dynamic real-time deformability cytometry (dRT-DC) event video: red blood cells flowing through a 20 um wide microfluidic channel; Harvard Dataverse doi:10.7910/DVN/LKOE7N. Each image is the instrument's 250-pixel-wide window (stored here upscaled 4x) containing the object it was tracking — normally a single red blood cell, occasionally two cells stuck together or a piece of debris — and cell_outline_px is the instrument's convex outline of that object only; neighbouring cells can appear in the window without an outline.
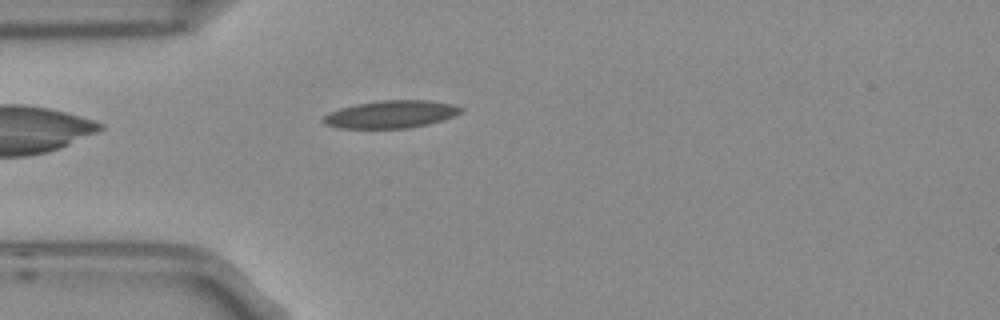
{"species": "Egyptian fruit bat (a non-hibernating species)", "species_latin": "Rousettus aegyptiacus", "temperature_condition": "room temperature", "stored_images_in_passage": 5, "camera_frame_rate_fps": 3000, "um_per_image_px": 0.085, "frame": {"image": 1, "passage_image": 5, "time_ms": 1.333, "image_size_px": [1000, 320], "cell_outline_px": [[464, 108], [460, 112], [452, 116], [428, 124], [408, 128], [340, 128], [324, 124], [320, 120], [328, 112], [340, 108], [356, 104], [380, 100], [432, 100], [452, 104]], "centroid_in_image_um": [33.19, 9.71], "position_along_channel_um": 51.8, "area_um2": 22.08}}